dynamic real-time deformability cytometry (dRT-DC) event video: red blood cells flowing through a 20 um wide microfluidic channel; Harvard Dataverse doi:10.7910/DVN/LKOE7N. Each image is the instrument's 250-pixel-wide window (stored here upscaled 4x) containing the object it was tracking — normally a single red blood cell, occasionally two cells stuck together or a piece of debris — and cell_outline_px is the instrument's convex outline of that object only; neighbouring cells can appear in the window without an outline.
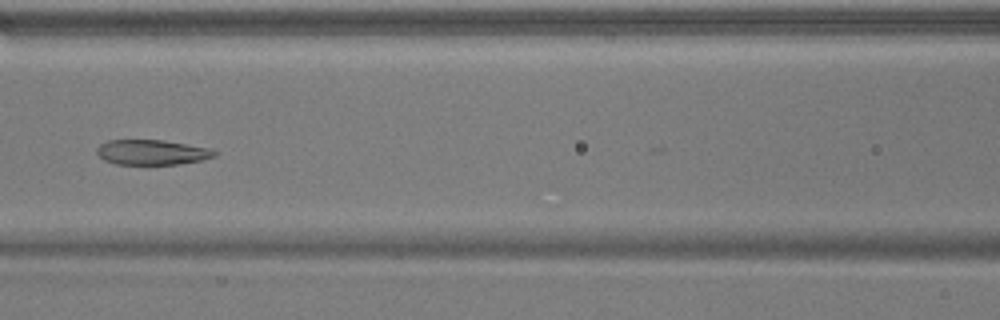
{"species": "common noctule bat (a hibernating species)", "species_latin": "Nyctalus noctula", "temperature_condition": "warm", "stored_images_in_passage": 52, "camera_frame_rate_fps": 3000, "um_per_image_px": 0.085, "animal": {"sex": "male", "body_mass_g": 17.9}, "frame": {"image": 1, "passage_image": 23, "time_ms": 7.333, "image_size_px": [1000, 320], "cell_outline_px": [[220, 152], [216, 156], [200, 160], [176, 164], [116, 164], [104, 160], [96, 152], [96, 148], [100, 144], [108, 140], [164, 140], [212, 148]], "centroid_in_image_um": [12.95, 12.93], "position_along_channel_um": 153.7, "area_um2": 17.28}}
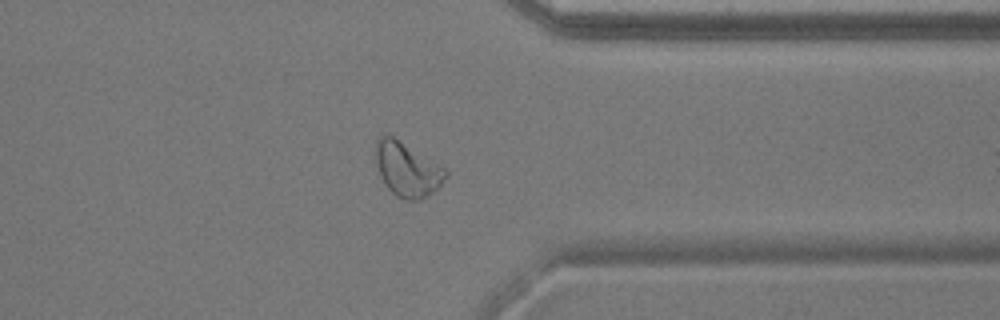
{"frame": {"image": 2, "passage_image": 41, "time_ms": 13.333, "image_size_px": [1000, 320], "cell_outline_px": [[448, 176], [428, 196], [420, 200], [404, 200], [396, 196], [384, 184], [380, 176], [376, 164], [376, 140], [380, 136], [392, 136], [444, 168], [448, 172]], "centroid_in_image_um": [34.59, 14.43], "position_along_channel_um": 376.8, "area_um2": 21.68}}
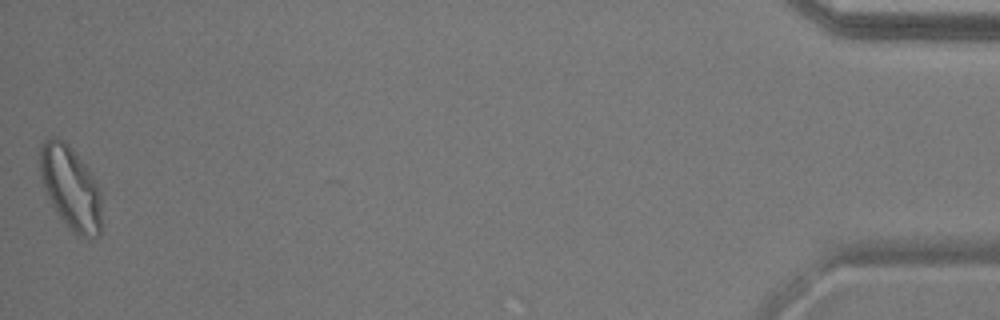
{"frame": {"image": 3, "passage_image": 52, "time_ms": 17.0, "image_size_px": [1000, 320], "cell_outline_px": [[100, 236], [84, 236], [76, 232], [60, 216], [52, 204], [40, 176], [40, 144], [44, 140], [52, 136], [56, 136], [64, 140], [68, 144], [84, 164], [100, 188]], "centroid_in_image_um": [5.99, 15.87], "position_along_channel_um": 429.2, "area_um2": 29.07}, "authors_computed_cell_mechanics": {"area_um2": 21.5016, "velocity_mm_per_s": 3.8066, "shape_relaxation_time_tau1_ms": null, "shape_relaxation_time_tau2_ms": 2.4988, "deformation_change_tau1": null, "deformation_change_tau2": 0.0879}}